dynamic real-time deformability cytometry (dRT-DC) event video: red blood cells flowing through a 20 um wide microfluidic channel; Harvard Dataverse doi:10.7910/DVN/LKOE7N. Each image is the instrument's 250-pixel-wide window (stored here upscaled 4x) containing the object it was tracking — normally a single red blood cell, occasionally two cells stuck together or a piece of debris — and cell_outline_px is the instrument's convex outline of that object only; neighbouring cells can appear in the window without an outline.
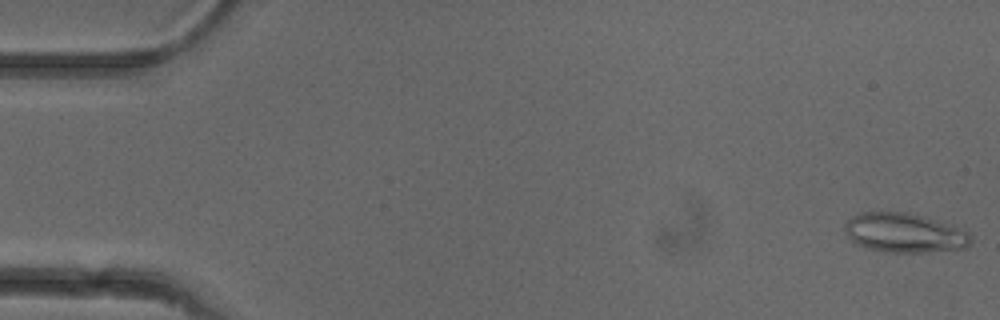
{"species": "common noctule bat (a hibernating species)", "species_latin": "Nyctalus noctula", "temperature_condition": "cold", "stored_images_in_passage": 5, "camera_frame_rate_fps": 3000, "um_per_image_px": 0.085, "animal": {"sex": "female"}, "frame": {"image": 1, "passage_image": 1, "time_ms": 0.0, "image_size_px": [1000, 320], "cell_outline_px": [[972, 240], [968, 248], [924, 252], [884, 252], [864, 248], [852, 244], [844, 232], [844, 224], [852, 216], [860, 212], [908, 212], [952, 224], [968, 232], [972, 236]], "centroid_in_image_um": [76.85, 19.8], "position_along_channel_um": 8.2, "area_um2": 29.54}}